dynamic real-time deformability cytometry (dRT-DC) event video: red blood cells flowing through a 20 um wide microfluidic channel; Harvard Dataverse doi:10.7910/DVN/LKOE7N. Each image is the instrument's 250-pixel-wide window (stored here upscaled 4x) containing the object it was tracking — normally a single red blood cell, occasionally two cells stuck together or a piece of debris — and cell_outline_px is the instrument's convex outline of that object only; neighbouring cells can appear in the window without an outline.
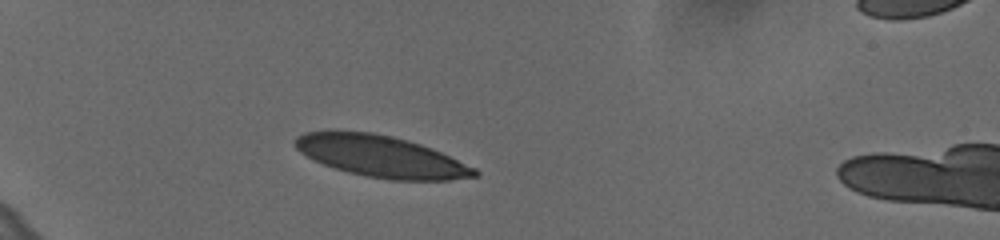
{"species": "human", "species_latin": "Homo sapiens", "temperature_condition": "cold", "stored_images_in_passage": 20, "camera_frame_rate_fps": 3000, "um_per_image_px": 0.085, "donor": {"sex": "female"}, "frame": {"image": 1, "passage_image": 1, "time_ms": 0.0, "image_size_px": [1000, 240], "cell_outline_px": [[480, 176], [452, 180], [392, 180], [364, 176], [348, 172], [324, 164], [300, 152], [292, 144], [292, 140], [296, 136], [304, 132], [372, 132], [392, 136], [408, 140], [432, 148], [476, 168], [480, 172]], "centroid_in_image_um": [32.43, 13.3], "position_along_channel_um": 52.6, "area_um2": 43.23}}
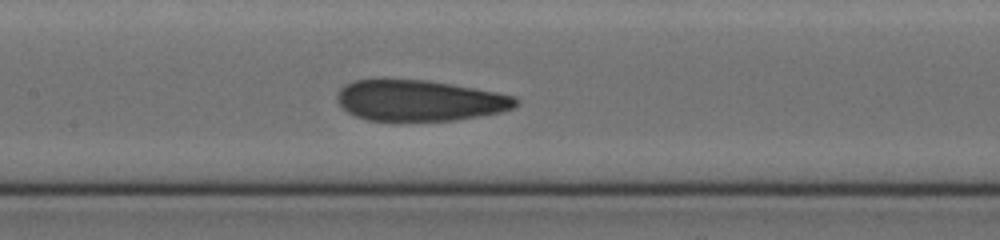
{"frame": {"image": 2, "passage_image": 9, "time_ms": 2.667, "image_size_px": [1000, 240], "cell_outline_px": [[520, 104], [512, 108], [500, 112], [480, 116], [456, 120], [368, 120], [356, 116], [348, 112], [336, 100], [336, 92], [344, 84], [352, 80], [384, 76], [428, 80], [452, 84], [496, 92], [516, 96], [520, 100]], "centroid_in_image_um": [35.61, 8.49], "position_along_channel_um": 171.8, "area_um2": 43.64}}
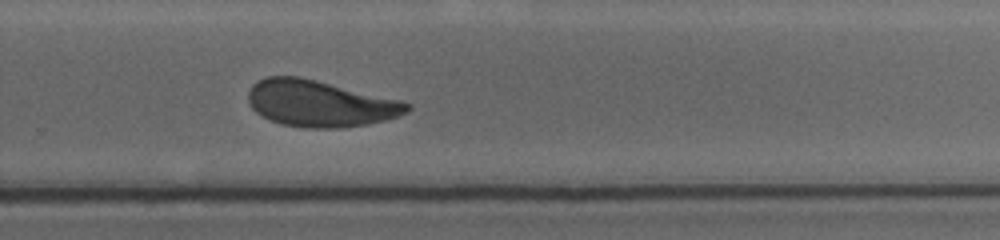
{"frame": {"image": 3, "passage_image": 20, "time_ms": 6.333, "image_size_px": [1000, 240], "cell_outline_px": [[412, 108], [408, 112], [388, 120], [368, 124], [340, 128], [304, 128], [280, 124], [256, 112], [252, 108], [248, 100], [248, 92], [252, 84], [268, 76], [300, 76], [400, 100], [412, 104]], "centroid_in_image_um": [27.22, 8.8], "position_along_channel_um": 302.6, "area_um2": 43.06}}